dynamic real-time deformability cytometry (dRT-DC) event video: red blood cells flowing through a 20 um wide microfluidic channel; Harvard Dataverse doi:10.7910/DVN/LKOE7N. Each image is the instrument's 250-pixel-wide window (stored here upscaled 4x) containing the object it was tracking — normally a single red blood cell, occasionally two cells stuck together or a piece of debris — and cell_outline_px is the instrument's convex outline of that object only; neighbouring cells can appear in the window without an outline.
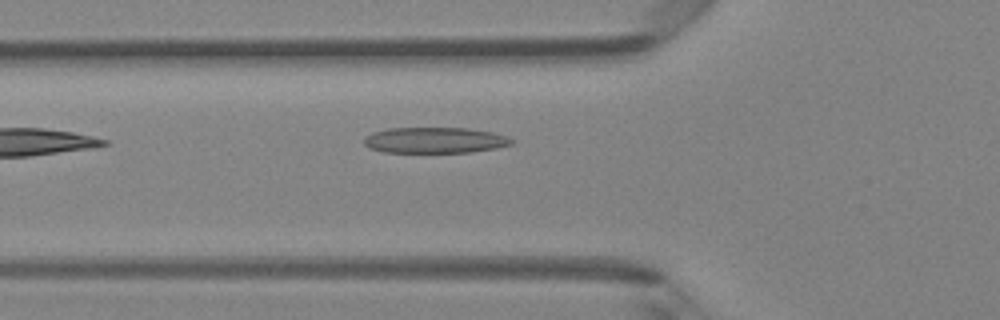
{"species": "Egyptian fruit bat (a non-hibernating species)", "species_latin": "Rousettus aegyptiacus", "temperature_condition": "room temperature", "stored_images_in_passage": 2, "camera_frame_rate_fps": 3000, "um_per_image_px": 0.085, "animal": {"sex": "female"}, "frame": {"image": 1, "passage_image": 2, "time_ms": 0.333, "image_size_px": [1000, 320], "cell_outline_px": [[512, 144], [496, 148], [468, 152], [384, 152], [368, 148], [364, 144], [364, 136], [372, 132], [388, 128], [468, 128], [492, 132], [504, 136], [512, 140]], "centroid_in_image_um": [36.89, 11.91], "position_along_channel_um": 88.9, "area_um2": 22.14}}